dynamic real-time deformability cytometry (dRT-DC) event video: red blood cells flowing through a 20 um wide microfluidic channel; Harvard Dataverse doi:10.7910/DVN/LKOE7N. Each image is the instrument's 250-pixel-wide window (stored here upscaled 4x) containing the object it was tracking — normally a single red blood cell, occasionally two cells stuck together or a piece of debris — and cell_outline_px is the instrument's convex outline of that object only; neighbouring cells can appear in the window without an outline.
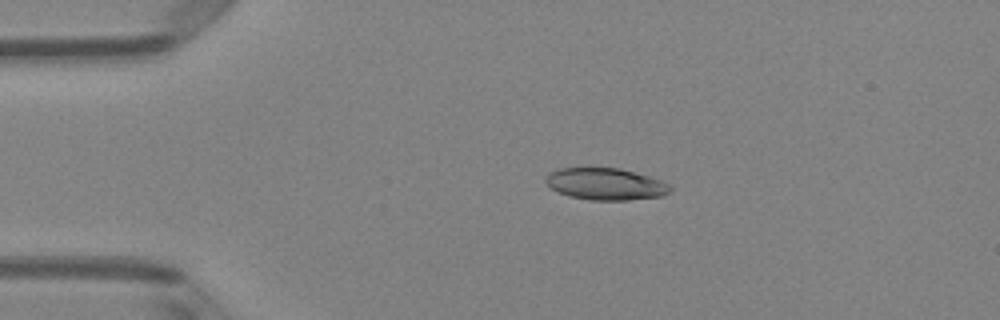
{"species": "Egyptian fruit bat (a non-hibernating species)", "species_latin": "Rousettus aegyptiacus", "temperature_condition": "room temperature", "stored_images_in_passage": 15, "camera_frame_rate_fps": 3000, "um_per_image_px": 0.085, "animal": {"sex": "female"}, "frame": {"image": 1, "passage_image": 11, "time_ms": 3.333, "image_size_px": [1000, 320], "cell_outline_px": [[672, 188], [668, 192], [660, 196], [628, 200], [592, 200], [572, 196], [560, 192], [552, 188], [544, 180], [548, 172], [560, 168], [588, 164], [620, 168], [648, 176], [660, 180], [668, 184]], "centroid_in_image_um": [51.41, 15.58], "position_along_channel_um": 33.6, "area_um2": 23.64}}